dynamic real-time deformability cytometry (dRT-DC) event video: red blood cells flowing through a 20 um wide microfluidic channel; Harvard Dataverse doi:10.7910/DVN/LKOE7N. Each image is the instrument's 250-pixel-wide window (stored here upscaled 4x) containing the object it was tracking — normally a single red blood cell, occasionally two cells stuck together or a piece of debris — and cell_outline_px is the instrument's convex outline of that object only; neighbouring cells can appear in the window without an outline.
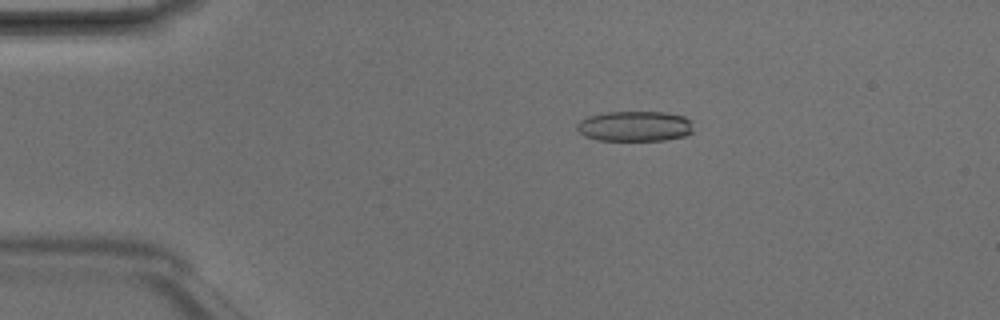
{"species": "Egyptian fruit bat (a non-hibernating species)", "species_latin": "Rousettus aegyptiacus", "temperature_condition": "room temperature", "stored_images_in_passage": 5, "camera_frame_rate_fps": 3000, "um_per_image_px": 0.085, "animal": {"sex": "male"}, "frame": {"image": 1, "passage_image": 3, "time_ms": 0.667, "image_size_px": [1000, 320], "cell_outline_px": [[692, 132], [684, 136], [664, 140], [596, 140], [584, 136], [576, 128], [576, 124], [580, 120], [588, 116], [608, 112], [668, 112], [684, 116], [692, 120]], "centroid_in_image_um": [53.96, 10.72], "position_along_channel_um": 31.0, "area_um2": 20.69}}
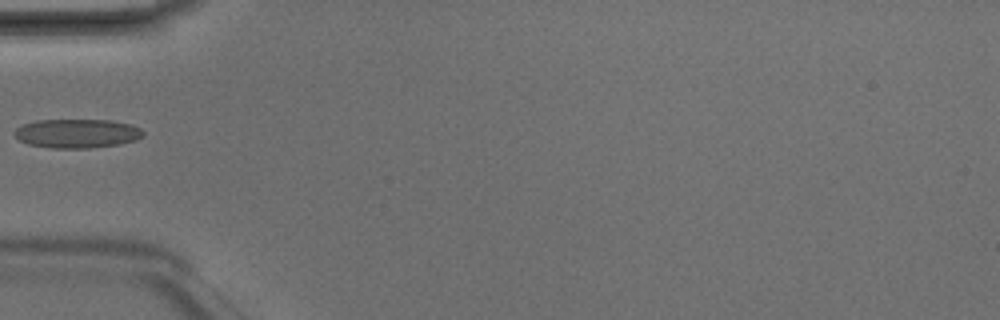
{"frame": {"image": 2, "passage_image": 5, "time_ms": 1.333, "image_size_px": [1000, 320], "cell_outline_px": [[144, 136], [136, 140], [120, 144], [88, 148], [52, 148], [28, 144], [20, 140], [12, 132], [16, 128], [24, 124], [36, 120], [112, 120], [132, 124], [140, 128], [144, 132]], "centroid_in_image_um": [6.58, 11.34], "position_along_channel_um": 78.4, "area_um2": 21.85}}